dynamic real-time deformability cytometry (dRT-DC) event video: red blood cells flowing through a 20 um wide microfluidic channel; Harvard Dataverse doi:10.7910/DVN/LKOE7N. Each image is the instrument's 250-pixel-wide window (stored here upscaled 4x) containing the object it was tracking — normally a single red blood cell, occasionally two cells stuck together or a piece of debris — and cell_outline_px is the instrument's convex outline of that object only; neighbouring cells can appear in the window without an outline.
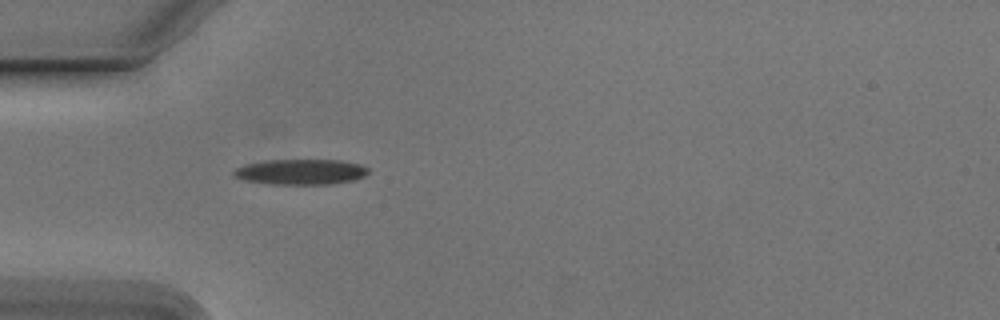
{"species": "Egyptian fruit bat (a non-hibernating species)", "species_latin": "Rousettus aegyptiacus", "temperature_condition": "cold", "stored_images_in_passage": 34, "camera_frame_rate_fps": 3000, "um_per_image_px": 0.085, "animal": {"sex": "male"}, "frame": {"image": 1, "passage_image": 1, "time_ms": 0.0, "image_size_px": [1000, 320], "cell_outline_px": [[368, 172], [364, 176], [352, 180], [332, 184], [268, 184], [244, 180], [232, 176], [232, 172], [236, 168], [244, 164], [268, 160], [340, 160], [360, 164], [368, 168]], "centroid_in_image_um": [25.52, 14.61], "position_along_channel_um": 59.5, "area_um2": 20.0}}
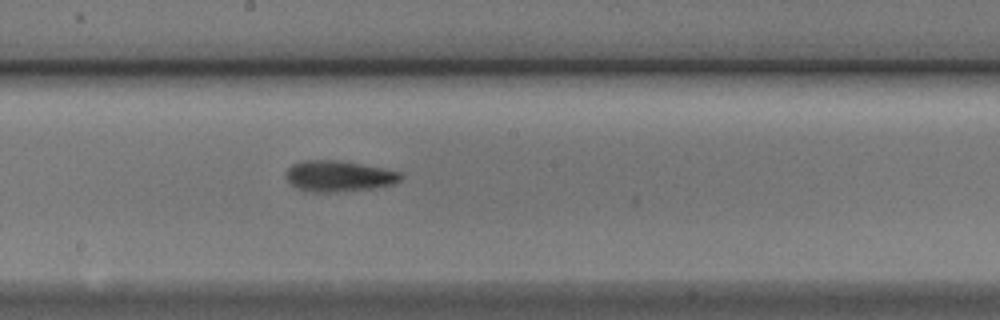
{"frame": {"image": 2, "passage_image": 14, "time_ms": 4.333, "image_size_px": [1000, 320], "cell_outline_px": [[404, 176], [400, 180], [392, 184], [376, 188], [336, 192], [312, 192], [296, 188], [288, 180], [284, 172], [292, 164], [304, 160], [332, 160], [384, 168], [400, 172]], "centroid_in_image_um": [28.78, 14.98], "position_along_channel_um": 219.4, "area_um2": 20.63}}
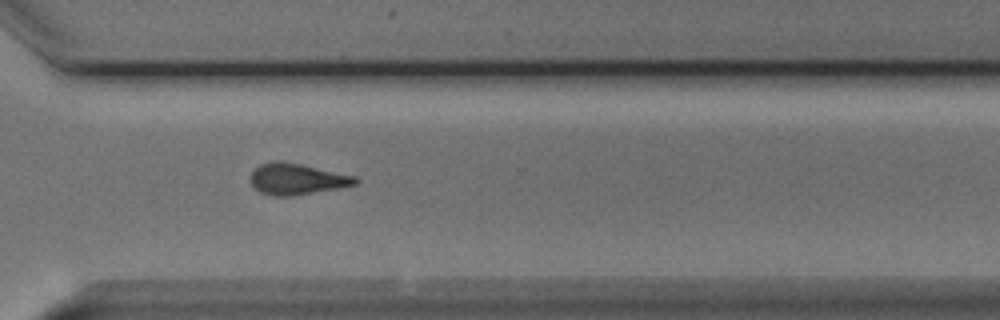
{"frame": {"image": 3, "passage_image": 24, "time_ms": 7.667, "image_size_px": [1000, 320], "cell_outline_px": [[360, 180], [356, 184], [336, 188], [292, 196], [272, 196], [260, 192], [248, 180], [252, 172], [260, 164], [276, 160], [300, 164], [356, 176]], "centroid_in_image_um": [25.2, 15.22], "position_along_channel_um": 345.4, "area_um2": 18.9}, "authors_computed_cell_mechanics": {"area_um2": 19.2185, "velocity_mm_per_s": 3.794, "shape_relaxation_time_tau1_ms": 3.9863, "shape_relaxation_time_tau2_ms": null, "deformation_change_tau1": 0.1577, "deformation_change_tau2": null}}